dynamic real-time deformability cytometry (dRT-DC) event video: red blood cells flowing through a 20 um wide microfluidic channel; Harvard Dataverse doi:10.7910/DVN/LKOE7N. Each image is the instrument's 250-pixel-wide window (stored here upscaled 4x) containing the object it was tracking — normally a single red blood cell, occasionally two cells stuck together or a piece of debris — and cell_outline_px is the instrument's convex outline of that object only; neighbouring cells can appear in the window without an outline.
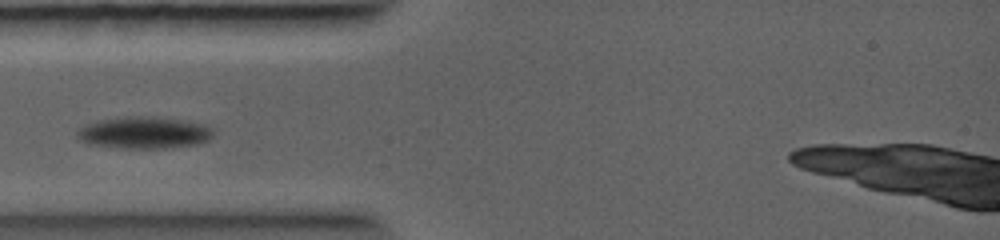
{"species": "common noctule bat (a hibernating species)", "species_latin": "Nyctalus noctula", "temperature_condition": "warm", "stored_images_in_passage": 1, "camera_frame_rate_fps": 5000, "um_per_image_px": 0.085, "animal": {"sex": "female", "body_mass_g": 19.0, "forearm_length_mm": 56.7}, "frame": {"image": 1, "passage_image": 1, "time_ms": 0.0, "image_size_px": [1000, 240], "cell_outline_px": [[212, 136], [208, 140], [196, 144], [164, 148], [124, 148], [88, 144], [76, 140], [76, 132], [80, 128], [88, 124], [100, 120], [124, 116], [156, 116], [204, 124], [212, 128]], "centroid_in_image_um": [12.2, 11.27], "position_along_channel_um": 72.8, "area_um2": 25.32}}